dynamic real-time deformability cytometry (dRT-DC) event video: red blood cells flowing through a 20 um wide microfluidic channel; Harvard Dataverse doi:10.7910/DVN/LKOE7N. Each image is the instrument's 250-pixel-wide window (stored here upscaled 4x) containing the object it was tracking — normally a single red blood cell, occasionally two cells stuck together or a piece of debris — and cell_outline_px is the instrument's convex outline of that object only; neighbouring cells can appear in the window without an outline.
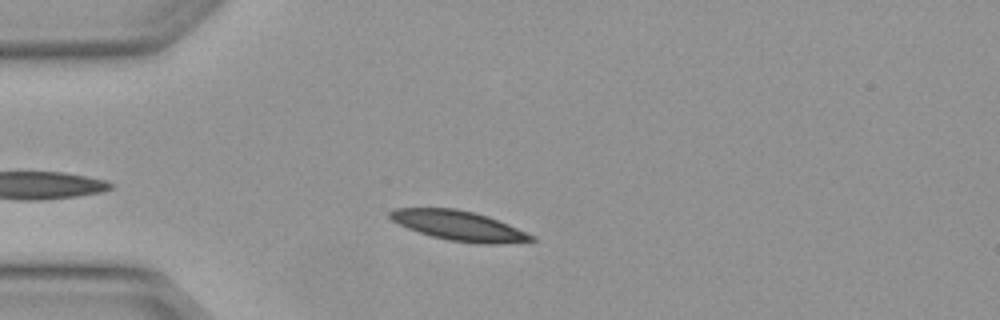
{"species": "Egyptian fruit bat (a non-hibernating species)", "species_latin": "Rousettus aegyptiacus", "temperature_condition": "warm", "stored_images_in_passage": 2, "camera_frame_rate_fps": 3000, "um_per_image_px": 0.085, "animal": {"sex": "female"}, "frame": {"image": 1, "passage_image": 2, "time_ms": 0.333, "image_size_px": [1000, 320], "cell_outline_px": [[536, 240], [500, 244], [476, 244], [448, 240], [432, 236], [408, 228], [392, 220], [388, 216], [388, 212], [396, 208], [456, 208], [488, 216], [508, 224], [536, 236]], "centroid_in_image_um": [39.03, 19.19], "position_along_channel_um": 46.0, "area_um2": 24.51}}